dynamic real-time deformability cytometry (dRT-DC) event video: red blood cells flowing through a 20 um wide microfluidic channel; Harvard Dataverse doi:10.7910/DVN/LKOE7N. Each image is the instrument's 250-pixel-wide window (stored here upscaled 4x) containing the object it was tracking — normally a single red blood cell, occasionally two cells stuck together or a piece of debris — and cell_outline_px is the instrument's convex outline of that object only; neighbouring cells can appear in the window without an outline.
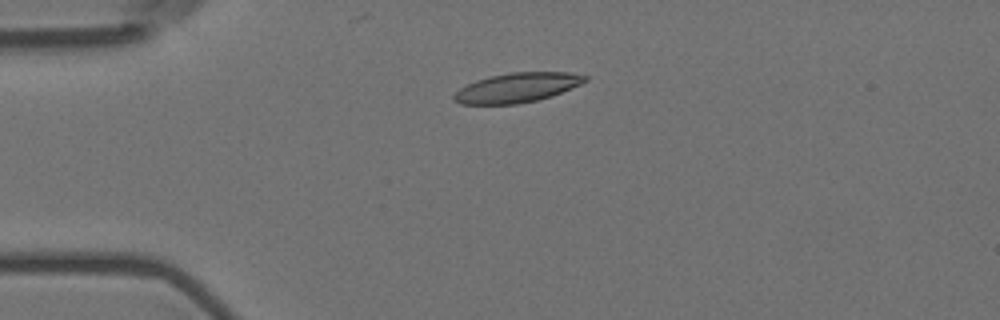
{"species": "Egyptian fruit bat (a non-hibernating species)", "species_latin": "Rousettus aegyptiacus", "temperature_condition": "room temperature", "stored_images_in_passage": 5, "camera_frame_rate_fps": 3000, "um_per_image_px": 0.085, "animal": {"sex": "female"}, "frame": {"image": 1, "passage_image": 4, "time_ms": 1.0, "image_size_px": [1000, 320], "cell_outline_px": [[588, 80], [580, 84], [552, 96], [536, 100], [516, 104], [460, 104], [452, 100], [452, 96], [460, 88], [476, 80], [488, 76], [512, 72], [568, 72], [588, 76]], "centroid_in_image_um": [43.93, 7.45], "position_along_channel_um": 41.1, "area_um2": 22.54}}